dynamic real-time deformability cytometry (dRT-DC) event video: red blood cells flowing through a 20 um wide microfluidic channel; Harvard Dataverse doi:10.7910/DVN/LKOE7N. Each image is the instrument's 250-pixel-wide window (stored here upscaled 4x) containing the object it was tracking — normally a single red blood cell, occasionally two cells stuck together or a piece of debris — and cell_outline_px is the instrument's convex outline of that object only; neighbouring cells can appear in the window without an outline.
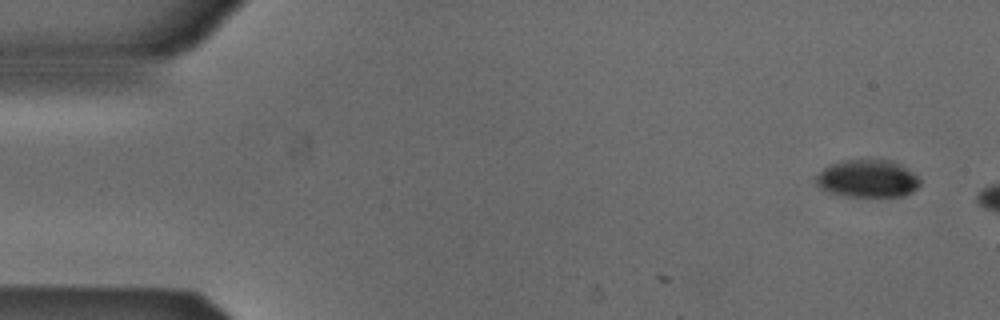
{"species": "Egyptian fruit bat (a non-hibernating species)", "species_latin": "Rousettus aegyptiacus", "temperature_condition": "cold", "stored_images_in_passage": 9, "camera_frame_rate_fps": 3000, "um_per_image_px": 0.085, "animal": {"sex": "male"}, "frame": {"image": 1, "passage_image": 1, "time_ms": 0.0, "image_size_px": [1000, 320], "cell_outline_px": [[920, 184], [912, 192], [904, 196], [848, 196], [828, 192], [820, 188], [816, 184], [816, 176], [828, 164], [844, 160], [892, 160], [900, 164], [916, 176], [920, 180]], "centroid_in_image_um": [73.72, 15.18], "position_along_channel_um": 11.3, "area_um2": 22.66}}